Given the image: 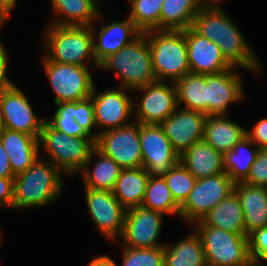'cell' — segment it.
Here are the masks:
<instances>
[{"instance_id": "1", "label": "cell", "mask_w": 267, "mask_h": 266, "mask_svg": "<svg viewBox=\"0 0 267 266\" xmlns=\"http://www.w3.org/2000/svg\"><path fill=\"white\" fill-rule=\"evenodd\" d=\"M191 28L214 42L233 67L241 66L256 75L261 72L255 52L221 5H203L194 17Z\"/></svg>"}, {"instance_id": "2", "label": "cell", "mask_w": 267, "mask_h": 266, "mask_svg": "<svg viewBox=\"0 0 267 266\" xmlns=\"http://www.w3.org/2000/svg\"><path fill=\"white\" fill-rule=\"evenodd\" d=\"M62 178L58 167L39 157L30 168L14 177L13 209L50 205L61 195Z\"/></svg>"}, {"instance_id": "3", "label": "cell", "mask_w": 267, "mask_h": 266, "mask_svg": "<svg viewBox=\"0 0 267 266\" xmlns=\"http://www.w3.org/2000/svg\"><path fill=\"white\" fill-rule=\"evenodd\" d=\"M99 67L114 71L120 78L119 87L131 92L157 81L150 42L145 33H141L120 51L109 55Z\"/></svg>"}, {"instance_id": "4", "label": "cell", "mask_w": 267, "mask_h": 266, "mask_svg": "<svg viewBox=\"0 0 267 266\" xmlns=\"http://www.w3.org/2000/svg\"><path fill=\"white\" fill-rule=\"evenodd\" d=\"M46 46L45 56L63 64L87 66L93 61L92 68L99 65L93 55V36L90 26H61L49 24L43 35Z\"/></svg>"}, {"instance_id": "5", "label": "cell", "mask_w": 267, "mask_h": 266, "mask_svg": "<svg viewBox=\"0 0 267 266\" xmlns=\"http://www.w3.org/2000/svg\"><path fill=\"white\" fill-rule=\"evenodd\" d=\"M96 147L94 137H70L55 130L46 121L39 137V148L44 150L47 159L66 175L78 174L84 168L91 152Z\"/></svg>"}, {"instance_id": "6", "label": "cell", "mask_w": 267, "mask_h": 266, "mask_svg": "<svg viewBox=\"0 0 267 266\" xmlns=\"http://www.w3.org/2000/svg\"><path fill=\"white\" fill-rule=\"evenodd\" d=\"M144 33L150 42L157 81L166 82L168 79L175 83L190 73L184 30H151Z\"/></svg>"}, {"instance_id": "7", "label": "cell", "mask_w": 267, "mask_h": 266, "mask_svg": "<svg viewBox=\"0 0 267 266\" xmlns=\"http://www.w3.org/2000/svg\"><path fill=\"white\" fill-rule=\"evenodd\" d=\"M43 68L55 93L54 103L77 102L89 98L95 86L88 66L63 64L43 56Z\"/></svg>"}, {"instance_id": "8", "label": "cell", "mask_w": 267, "mask_h": 266, "mask_svg": "<svg viewBox=\"0 0 267 266\" xmlns=\"http://www.w3.org/2000/svg\"><path fill=\"white\" fill-rule=\"evenodd\" d=\"M207 266H240L250 258L249 237L216 227L195 226Z\"/></svg>"}, {"instance_id": "9", "label": "cell", "mask_w": 267, "mask_h": 266, "mask_svg": "<svg viewBox=\"0 0 267 266\" xmlns=\"http://www.w3.org/2000/svg\"><path fill=\"white\" fill-rule=\"evenodd\" d=\"M234 182L225 173L198 179L180 206L179 217L192 225L226 199L234 189Z\"/></svg>"}, {"instance_id": "10", "label": "cell", "mask_w": 267, "mask_h": 266, "mask_svg": "<svg viewBox=\"0 0 267 266\" xmlns=\"http://www.w3.org/2000/svg\"><path fill=\"white\" fill-rule=\"evenodd\" d=\"M96 90L94 86L90 98L94 105L97 139L99 134L120 128L133 121L130 117L134 114V98L129 94L130 90L120 87L105 89L99 93Z\"/></svg>"}, {"instance_id": "11", "label": "cell", "mask_w": 267, "mask_h": 266, "mask_svg": "<svg viewBox=\"0 0 267 266\" xmlns=\"http://www.w3.org/2000/svg\"><path fill=\"white\" fill-rule=\"evenodd\" d=\"M139 129L140 123L133 120L120 128L105 131L98 135L96 147L122 169L142 167Z\"/></svg>"}, {"instance_id": "12", "label": "cell", "mask_w": 267, "mask_h": 266, "mask_svg": "<svg viewBox=\"0 0 267 266\" xmlns=\"http://www.w3.org/2000/svg\"><path fill=\"white\" fill-rule=\"evenodd\" d=\"M138 91L140 98L133 101L135 121L140 124L160 125L178 107L176 86L156 81ZM141 93V94H140Z\"/></svg>"}, {"instance_id": "13", "label": "cell", "mask_w": 267, "mask_h": 266, "mask_svg": "<svg viewBox=\"0 0 267 266\" xmlns=\"http://www.w3.org/2000/svg\"><path fill=\"white\" fill-rule=\"evenodd\" d=\"M139 136L142 167L149 177H164L179 162V154L160 125L140 124Z\"/></svg>"}, {"instance_id": "14", "label": "cell", "mask_w": 267, "mask_h": 266, "mask_svg": "<svg viewBox=\"0 0 267 266\" xmlns=\"http://www.w3.org/2000/svg\"><path fill=\"white\" fill-rule=\"evenodd\" d=\"M163 216V213L143 206L127 209L120 236V241L123 242L122 246L130 248L164 247L165 243H158L163 227Z\"/></svg>"}, {"instance_id": "15", "label": "cell", "mask_w": 267, "mask_h": 266, "mask_svg": "<svg viewBox=\"0 0 267 266\" xmlns=\"http://www.w3.org/2000/svg\"><path fill=\"white\" fill-rule=\"evenodd\" d=\"M84 190L92 221L107 240L117 241L122 235L126 209L112 191L91 188Z\"/></svg>"}, {"instance_id": "16", "label": "cell", "mask_w": 267, "mask_h": 266, "mask_svg": "<svg viewBox=\"0 0 267 266\" xmlns=\"http://www.w3.org/2000/svg\"><path fill=\"white\" fill-rule=\"evenodd\" d=\"M0 107L4 128L40 137L46 118L34 113L27 96L16 85L0 90Z\"/></svg>"}, {"instance_id": "17", "label": "cell", "mask_w": 267, "mask_h": 266, "mask_svg": "<svg viewBox=\"0 0 267 266\" xmlns=\"http://www.w3.org/2000/svg\"><path fill=\"white\" fill-rule=\"evenodd\" d=\"M235 69L202 74L206 81L207 116L227 115L229 105L244 100L242 78Z\"/></svg>"}, {"instance_id": "18", "label": "cell", "mask_w": 267, "mask_h": 266, "mask_svg": "<svg viewBox=\"0 0 267 266\" xmlns=\"http://www.w3.org/2000/svg\"><path fill=\"white\" fill-rule=\"evenodd\" d=\"M207 115L180 106L160 126L179 156L193 144L203 141Z\"/></svg>"}, {"instance_id": "19", "label": "cell", "mask_w": 267, "mask_h": 266, "mask_svg": "<svg viewBox=\"0 0 267 266\" xmlns=\"http://www.w3.org/2000/svg\"><path fill=\"white\" fill-rule=\"evenodd\" d=\"M103 18L100 11L96 20L101 23L99 31H97L95 25L90 26L93 36V55L98 65L142 33L129 17L122 22L112 21L108 24L104 23Z\"/></svg>"}, {"instance_id": "20", "label": "cell", "mask_w": 267, "mask_h": 266, "mask_svg": "<svg viewBox=\"0 0 267 266\" xmlns=\"http://www.w3.org/2000/svg\"><path fill=\"white\" fill-rule=\"evenodd\" d=\"M190 73L209 74L227 71L233 66L225 59L220 48L191 27L184 30Z\"/></svg>"}, {"instance_id": "21", "label": "cell", "mask_w": 267, "mask_h": 266, "mask_svg": "<svg viewBox=\"0 0 267 266\" xmlns=\"http://www.w3.org/2000/svg\"><path fill=\"white\" fill-rule=\"evenodd\" d=\"M0 141L15 176L25 172L40 157L39 138L4 128Z\"/></svg>"}, {"instance_id": "22", "label": "cell", "mask_w": 267, "mask_h": 266, "mask_svg": "<svg viewBox=\"0 0 267 266\" xmlns=\"http://www.w3.org/2000/svg\"><path fill=\"white\" fill-rule=\"evenodd\" d=\"M237 195L244 212L245 231L249 236L257 229L267 227V187L235 183Z\"/></svg>"}, {"instance_id": "23", "label": "cell", "mask_w": 267, "mask_h": 266, "mask_svg": "<svg viewBox=\"0 0 267 266\" xmlns=\"http://www.w3.org/2000/svg\"><path fill=\"white\" fill-rule=\"evenodd\" d=\"M179 161L197 180L225 173L223 154L204 141L184 151Z\"/></svg>"}, {"instance_id": "24", "label": "cell", "mask_w": 267, "mask_h": 266, "mask_svg": "<svg viewBox=\"0 0 267 266\" xmlns=\"http://www.w3.org/2000/svg\"><path fill=\"white\" fill-rule=\"evenodd\" d=\"M193 225L216 227L249 237L245 231L244 212L234 192Z\"/></svg>"}, {"instance_id": "25", "label": "cell", "mask_w": 267, "mask_h": 266, "mask_svg": "<svg viewBox=\"0 0 267 266\" xmlns=\"http://www.w3.org/2000/svg\"><path fill=\"white\" fill-rule=\"evenodd\" d=\"M246 131L247 129L231 121L227 115L207 116L203 141L224 155L246 136Z\"/></svg>"}, {"instance_id": "26", "label": "cell", "mask_w": 267, "mask_h": 266, "mask_svg": "<svg viewBox=\"0 0 267 266\" xmlns=\"http://www.w3.org/2000/svg\"><path fill=\"white\" fill-rule=\"evenodd\" d=\"M98 157V158H96ZM95 161H94V159ZM94 163L93 168L89 169ZM122 168L97 147L91 152L84 168L79 173L83 177L84 187L95 190L113 191Z\"/></svg>"}, {"instance_id": "27", "label": "cell", "mask_w": 267, "mask_h": 266, "mask_svg": "<svg viewBox=\"0 0 267 266\" xmlns=\"http://www.w3.org/2000/svg\"><path fill=\"white\" fill-rule=\"evenodd\" d=\"M99 2L100 0H51L53 12L59 17L52 19L50 24L91 26L101 11Z\"/></svg>"}, {"instance_id": "28", "label": "cell", "mask_w": 267, "mask_h": 266, "mask_svg": "<svg viewBox=\"0 0 267 266\" xmlns=\"http://www.w3.org/2000/svg\"><path fill=\"white\" fill-rule=\"evenodd\" d=\"M148 179L143 167L122 169L112 192L126 210L141 206Z\"/></svg>"}, {"instance_id": "29", "label": "cell", "mask_w": 267, "mask_h": 266, "mask_svg": "<svg viewBox=\"0 0 267 266\" xmlns=\"http://www.w3.org/2000/svg\"><path fill=\"white\" fill-rule=\"evenodd\" d=\"M164 266H207L202 239L196 230L172 246L164 245Z\"/></svg>"}, {"instance_id": "30", "label": "cell", "mask_w": 267, "mask_h": 266, "mask_svg": "<svg viewBox=\"0 0 267 266\" xmlns=\"http://www.w3.org/2000/svg\"><path fill=\"white\" fill-rule=\"evenodd\" d=\"M260 148L246 135L223 155L224 170L234 183L244 182Z\"/></svg>"}, {"instance_id": "31", "label": "cell", "mask_w": 267, "mask_h": 266, "mask_svg": "<svg viewBox=\"0 0 267 266\" xmlns=\"http://www.w3.org/2000/svg\"><path fill=\"white\" fill-rule=\"evenodd\" d=\"M202 6L200 0H164L160 13V30L183 31L191 27Z\"/></svg>"}, {"instance_id": "32", "label": "cell", "mask_w": 267, "mask_h": 266, "mask_svg": "<svg viewBox=\"0 0 267 266\" xmlns=\"http://www.w3.org/2000/svg\"><path fill=\"white\" fill-rule=\"evenodd\" d=\"M178 106L207 115L206 81L201 74H186L175 83Z\"/></svg>"}, {"instance_id": "33", "label": "cell", "mask_w": 267, "mask_h": 266, "mask_svg": "<svg viewBox=\"0 0 267 266\" xmlns=\"http://www.w3.org/2000/svg\"><path fill=\"white\" fill-rule=\"evenodd\" d=\"M141 206L164 215L179 216L180 207L175 203L164 177H149Z\"/></svg>"}, {"instance_id": "34", "label": "cell", "mask_w": 267, "mask_h": 266, "mask_svg": "<svg viewBox=\"0 0 267 266\" xmlns=\"http://www.w3.org/2000/svg\"><path fill=\"white\" fill-rule=\"evenodd\" d=\"M164 0H129V18L142 32L160 30V13Z\"/></svg>"}, {"instance_id": "35", "label": "cell", "mask_w": 267, "mask_h": 266, "mask_svg": "<svg viewBox=\"0 0 267 266\" xmlns=\"http://www.w3.org/2000/svg\"><path fill=\"white\" fill-rule=\"evenodd\" d=\"M175 203L180 207L193 189L196 178L179 161L164 176Z\"/></svg>"}, {"instance_id": "36", "label": "cell", "mask_w": 267, "mask_h": 266, "mask_svg": "<svg viewBox=\"0 0 267 266\" xmlns=\"http://www.w3.org/2000/svg\"><path fill=\"white\" fill-rule=\"evenodd\" d=\"M58 109L55 110L53 117L46 118V122L55 130L63 132L70 137H91L82 128L74 118V102H61L55 104Z\"/></svg>"}, {"instance_id": "37", "label": "cell", "mask_w": 267, "mask_h": 266, "mask_svg": "<svg viewBox=\"0 0 267 266\" xmlns=\"http://www.w3.org/2000/svg\"><path fill=\"white\" fill-rule=\"evenodd\" d=\"M122 266H164V247L130 248L123 246Z\"/></svg>"}, {"instance_id": "38", "label": "cell", "mask_w": 267, "mask_h": 266, "mask_svg": "<svg viewBox=\"0 0 267 266\" xmlns=\"http://www.w3.org/2000/svg\"><path fill=\"white\" fill-rule=\"evenodd\" d=\"M74 118L91 137L96 139V131L92 132L93 129L97 130V126L95 123L94 105L90 97L74 102Z\"/></svg>"}, {"instance_id": "39", "label": "cell", "mask_w": 267, "mask_h": 266, "mask_svg": "<svg viewBox=\"0 0 267 266\" xmlns=\"http://www.w3.org/2000/svg\"><path fill=\"white\" fill-rule=\"evenodd\" d=\"M244 182L250 185L267 187V149H260Z\"/></svg>"}, {"instance_id": "40", "label": "cell", "mask_w": 267, "mask_h": 266, "mask_svg": "<svg viewBox=\"0 0 267 266\" xmlns=\"http://www.w3.org/2000/svg\"><path fill=\"white\" fill-rule=\"evenodd\" d=\"M249 253L251 258L267 263V227L257 229L249 235Z\"/></svg>"}, {"instance_id": "41", "label": "cell", "mask_w": 267, "mask_h": 266, "mask_svg": "<svg viewBox=\"0 0 267 266\" xmlns=\"http://www.w3.org/2000/svg\"><path fill=\"white\" fill-rule=\"evenodd\" d=\"M246 135L260 149H267V118L259 120L251 131H246Z\"/></svg>"}, {"instance_id": "42", "label": "cell", "mask_w": 267, "mask_h": 266, "mask_svg": "<svg viewBox=\"0 0 267 266\" xmlns=\"http://www.w3.org/2000/svg\"><path fill=\"white\" fill-rule=\"evenodd\" d=\"M14 178L0 177V207L13 208Z\"/></svg>"}, {"instance_id": "43", "label": "cell", "mask_w": 267, "mask_h": 266, "mask_svg": "<svg viewBox=\"0 0 267 266\" xmlns=\"http://www.w3.org/2000/svg\"><path fill=\"white\" fill-rule=\"evenodd\" d=\"M7 53L6 47L0 39V90L15 85L7 76L9 60Z\"/></svg>"}, {"instance_id": "44", "label": "cell", "mask_w": 267, "mask_h": 266, "mask_svg": "<svg viewBox=\"0 0 267 266\" xmlns=\"http://www.w3.org/2000/svg\"><path fill=\"white\" fill-rule=\"evenodd\" d=\"M0 177L2 178H14L10 161L7 152L3 148L2 142L0 141Z\"/></svg>"}, {"instance_id": "45", "label": "cell", "mask_w": 267, "mask_h": 266, "mask_svg": "<svg viewBox=\"0 0 267 266\" xmlns=\"http://www.w3.org/2000/svg\"><path fill=\"white\" fill-rule=\"evenodd\" d=\"M87 266H117V264L110 256L100 254L92 258Z\"/></svg>"}, {"instance_id": "46", "label": "cell", "mask_w": 267, "mask_h": 266, "mask_svg": "<svg viewBox=\"0 0 267 266\" xmlns=\"http://www.w3.org/2000/svg\"><path fill=\"white\" fill-rule=\"evenodd\" d=\"M16 3H17V0H0V7L9 16L12 10L14 9Z\"/></svg>"}, {"instance_id": "47", "label": "cell", "mask_w": 267, "mask_h": 266, "mask_svg": "<svg viewBox=\"0 0 267 266\" xmlns=\"http://www.w3.org/2000/svg\"><path fill=\"white\" fill-rule=\"evenodd\" d=\"M262 262L263 261L260 259H255V258L250 257L245 263L241 264L240 266H267V265H263Z\"/></svg>"}, {"instance_id": "48", "label": "cell", "mask_w": 267, "mask_h": 266, "mask_svg": "<svg viewBox=\"0 0 267 266\" xmlns=\"http://www.w3.org/2000/svg\"><path fill=\"white\" fill-rule=\"evenodd\" d=\"M224 0H200V2L203 5H219L221 4V2H223Z\"/></svg>"}, {"instance_id": "49", "label": "cell", "mask_w": 267, "mask_h": 266, "mask_svg": "<svg viewBox=\"0 0 267 266\" xmlns=\"http://www.w3.org/2000/svg\"><path fill=\"white\" fill-rule=\"evenodd\" d=\"M8 19L7 13L0 7V28L5 24V21Z\"/></svg>"}, {"instance_id": "50", "label": "cell", "mask_w": 267, "mask_h": 266, "mask_svg": "<svg viewBox=\"0 0 267 266\" xmlns=\"http://www.w3.org/2000/svg\"><path fill=\"white\" fill-rule=\"evenodd\" d=\"M4 129V123H3V117H2V111L0 107V132Z\"/></svg>"}]
</instances>
